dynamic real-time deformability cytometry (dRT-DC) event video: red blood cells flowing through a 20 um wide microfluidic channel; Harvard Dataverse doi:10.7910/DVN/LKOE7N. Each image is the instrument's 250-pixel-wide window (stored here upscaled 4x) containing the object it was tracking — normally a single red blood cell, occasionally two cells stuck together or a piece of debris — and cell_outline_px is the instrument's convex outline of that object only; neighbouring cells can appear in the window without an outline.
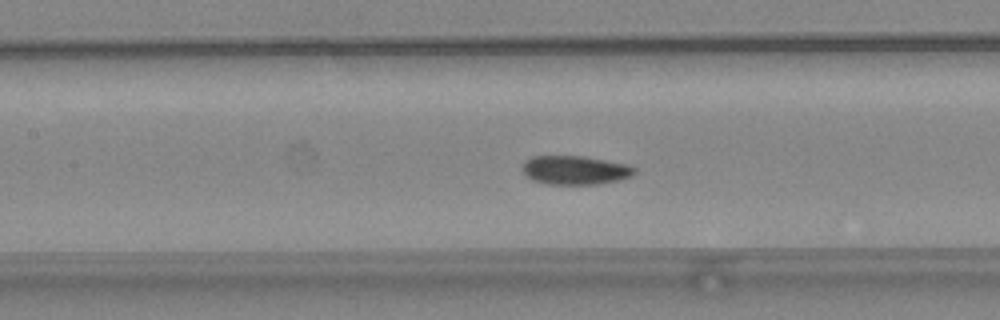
{"species": "common noctule bat (a hibernating species)", "species_latin": "Nyctalus noctula", "temperature_condition": "warm", "stored_images_in_passage": 49, "camera_frame_rate_fps": 3000, "um_per_image_px": 0.085, "animal": {"sex": "female", "body_mass_g": 24.6, "forearm_length_mm": 56.2}, "frame": {"image": 1, "passage_image": 23, "time_ms": 7.333, "image_size_px": [1000, 320], "cell_outline_px": [[636, 172], [632, 176], [620, 180], [596, 184], [548, 184], [532, 180], [520, 168], [524, 160], [532, 156], [584, 156], [628, 164], [636, 168]], "centroid_in_image_um": [48.88, 14.45], "position_along_channel_um": 158.5, "area_um2": 19.02}}
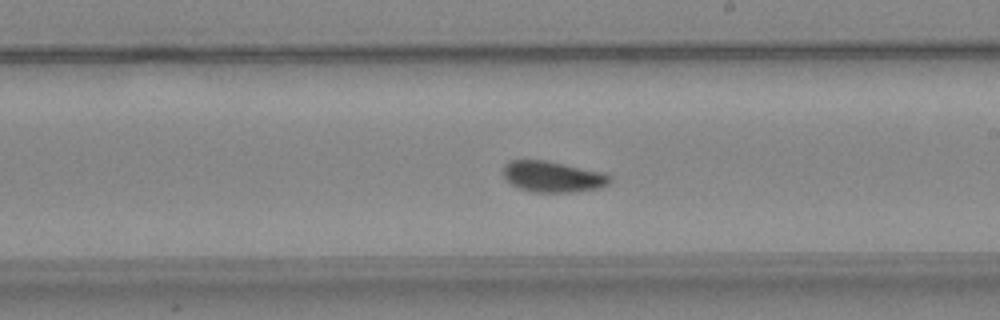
{"frame": {"image": 2, "passage_image": 29, "time_ms": 9.333, "image_size_px": [1000, 320], "cell_outline_px": [[612, 180], [608, 184], [600, 188], [572, 192], [536, 192], [520, 188], [512, 184], [504, 176], [504, 164], [512, 160], [544, 160], [564, 164], [600, 172], [612, 176]], "centroid_in_image_um": [47.0, 15.02], "position_along_channel_um": 242.0, "area_um2": 18.96}}
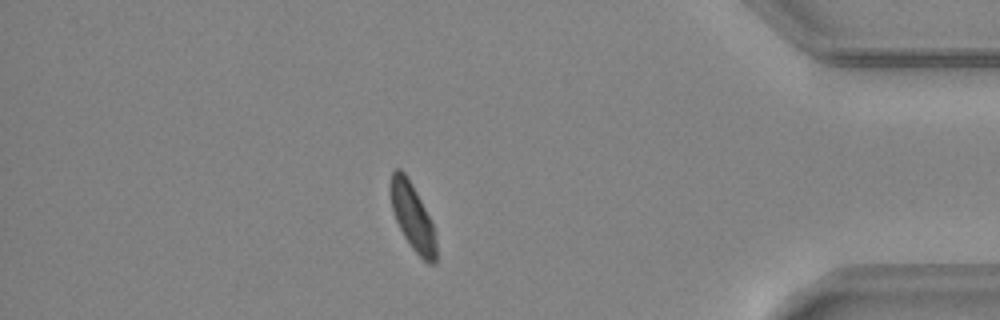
{"frame": {"image": 3, "passage_image": 43, "time_ms": 14.0, "image_size_px": [1000, 320], "cell_outline_px": [[436, 264], [428, 264], [412, 248], [404, 236], [396, 220], [392, 208], [388, 188], [392, 172], [396, 168], [400, 168], [404, 172], [416, 192], [432, 224], [436, 240]], "centroid_in_image_um": [35.04, 18.42], "position_along_channel_um": 400.2, "area_um2": 17.51}, "authors_computed_cell_mechanics": {"area_um2": 18.7272, "velocity_mm_per_s": 4.1862, "shape_relaxation_time_tau1_ms": 4.2655, "shape_relaxation_time_tau2_ms": 1.9053, "deformation_change_tau1": 0.1305, "deformation_change_tau2": 0.0647}}